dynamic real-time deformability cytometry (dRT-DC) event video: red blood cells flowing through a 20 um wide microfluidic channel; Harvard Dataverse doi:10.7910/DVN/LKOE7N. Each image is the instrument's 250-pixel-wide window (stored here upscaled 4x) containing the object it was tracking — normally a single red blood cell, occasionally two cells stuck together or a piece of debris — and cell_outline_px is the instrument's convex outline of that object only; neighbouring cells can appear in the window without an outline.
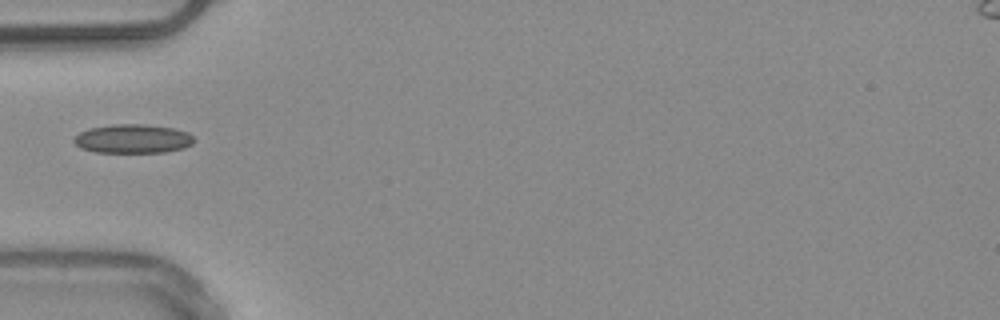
{"species": "common noctule bat (a hibernating species)", "species_latin": "Nyctalus noctula", "temperature_condition": "warm", "stored_images_in_passage": 35, "camera_frame_rate_fps": 3000, "um_per_image_px": 0.085, "animal": {"sex": "male", "body_mass_g": 20.4}, "frame": {"image": 1, "passage_image": 1, "time_ms": 0.0, "image_size_px": [1000, 320], "cell_outline_px": [[196, 140], [192, 144], [184, 148], [164, 152], [96, 152], [80, 148], [72, 140], [80, 132], [88, 128], [112, 124], [144, 124], [172, 128], [188, 132]], "centroid_in_image_um": [11.29, 11.79], "position_along_channel_um": 73.7, "area_um2": 20.29}}